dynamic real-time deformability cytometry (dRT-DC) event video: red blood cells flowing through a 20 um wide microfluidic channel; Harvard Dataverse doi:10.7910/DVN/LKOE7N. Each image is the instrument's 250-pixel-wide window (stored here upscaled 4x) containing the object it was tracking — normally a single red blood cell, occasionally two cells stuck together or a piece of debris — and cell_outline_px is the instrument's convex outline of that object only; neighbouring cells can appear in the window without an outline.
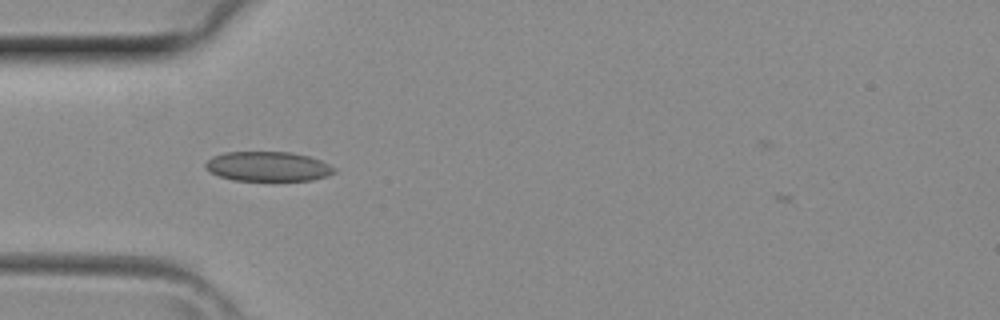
{"species": "common noctule bat (a hibernating species)", "species_latin": "Nyctalus noctula", "temperature_condition": "room temperature", "stored_images_in_passage": 2, "camera_frame_rate_fps": 3000, "um_per_image_px": 0.085, "animal": {"sex": "female", "body_mass_g": 29.2, "forearm_length_mm": 56.3}, "frame": {"image": 1, "passage_image": 2, "time_ms": 0.333, "image_size_px": [1000, 320], "cell_outline_px": [[336, 172], [328, 176], [312, 180], [232, 180], [208, 172], [204, 168], [204, 164], [212, 156], [224, 152], [292, 152], [308, 156], [320, 160], [336, 168]], "centroid_in_image_um": [22.75, 14.14], "position_along_channel_um": 62.2, "area_um2": 22.37}}